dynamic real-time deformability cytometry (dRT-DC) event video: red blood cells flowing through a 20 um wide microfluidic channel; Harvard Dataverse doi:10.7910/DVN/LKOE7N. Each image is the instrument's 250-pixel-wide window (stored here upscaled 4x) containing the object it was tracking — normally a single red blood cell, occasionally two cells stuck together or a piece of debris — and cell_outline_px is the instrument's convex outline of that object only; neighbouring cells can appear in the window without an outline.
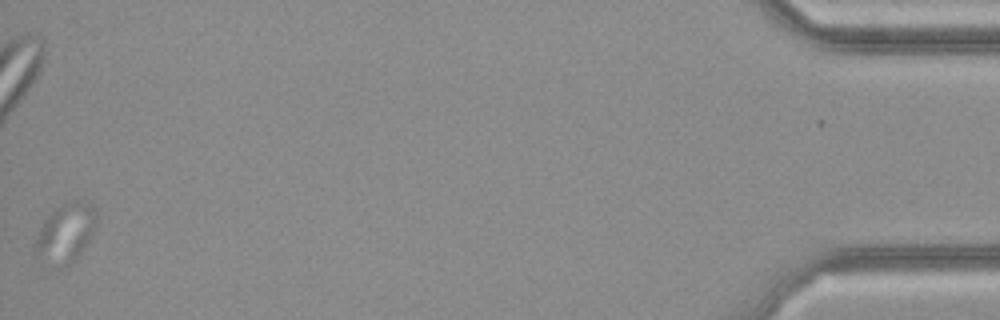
{"species": "common noctule bat (a hibernating species)", "species_latin": "Nyctalus noctula", "temperature_condition": "cold", "stored_images_in_passage": 33, "camera_frame_rate_fps": 3000, "um_per_image_px": 0.085, "animal": {"sex": "female", "body_mass_g": 21.9}, "frame": {"image": 1, "passage_image": 33, "time_ms": 10.667, "image_size_px": [1000, 320], "cell_outline_px": [[96, 220], [92, 232], [84, 248], [76, 260], [64, 268], [60, 268], [36, 256], [36, 240], [40, 228], [44, 220], [56, 208], [64, 204], [76, 200], [92, 204], [96, 212]], "centroid_in_image_um": [5.59, 19.82], "position_along_channel_um": 429.6, "area_um2": 20.58}}